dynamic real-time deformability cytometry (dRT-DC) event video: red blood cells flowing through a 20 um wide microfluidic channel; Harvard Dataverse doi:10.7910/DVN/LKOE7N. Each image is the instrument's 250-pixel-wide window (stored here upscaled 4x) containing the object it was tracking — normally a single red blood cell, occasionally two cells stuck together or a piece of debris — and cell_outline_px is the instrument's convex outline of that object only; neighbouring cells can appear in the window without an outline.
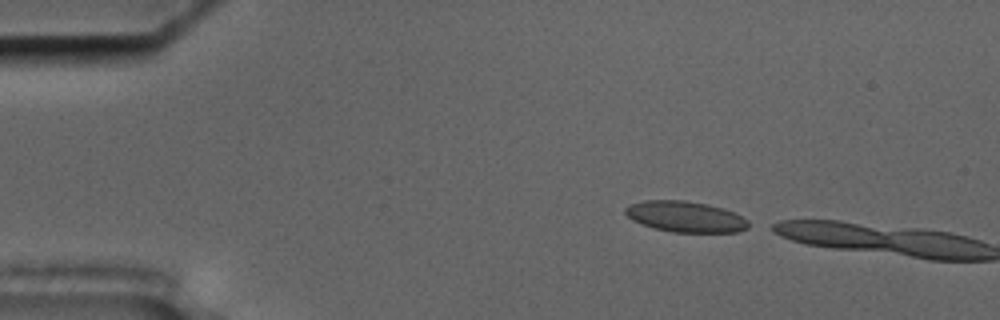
{"species": "common noctule bat (a hibernating species)", "species_latin": "Nyctalus noctula", "temperature_condition": "cold", "stored_images_in_passage": 4, "camera_frame_rate_fps": 3000, "um_per_image_px": 0.085, "animal": {"sex": "male", "body_mass_g": 17.5, "forearm_length_mm": 52.3}, "frame": {"image": 1, "passage_image": 1, "time_ms": 0.0, "image_size_px": [1000, 320], "cell_outline_px": [[748, 228], [736, 232], [672, 232], [640, 224], [632, 220], [624, 212], [624, 208], [628, 204], [644, 200], [684, 200], [708, 204], [724, 208], [748, 220]], "centroid_in_image_um": [58.22, 18.41], "position_along_channel_um": 26.8, "area_um2": 22.2}}